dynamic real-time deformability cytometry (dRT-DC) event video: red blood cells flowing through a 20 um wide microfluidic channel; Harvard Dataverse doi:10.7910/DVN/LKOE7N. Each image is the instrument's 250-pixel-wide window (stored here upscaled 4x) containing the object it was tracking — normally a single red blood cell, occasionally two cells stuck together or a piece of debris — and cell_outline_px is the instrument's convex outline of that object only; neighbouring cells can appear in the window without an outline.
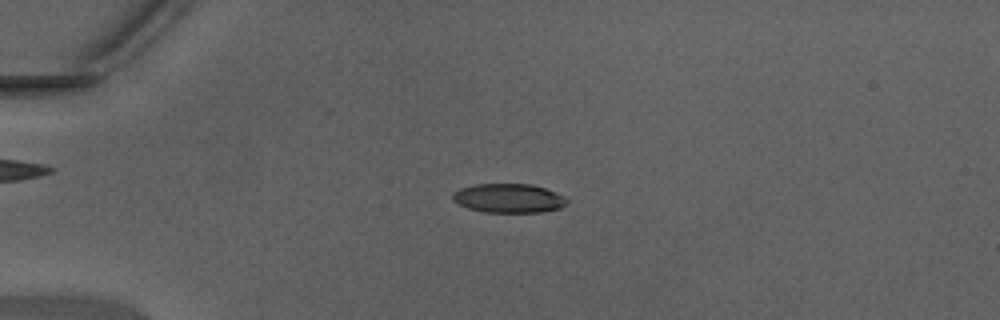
{"species": "Egyptian fruit bat (a non-hibernating species)", "species_latin": "Rousettus aegyptiacus", "temperature_condition": "warm", "stored_images_in_passage": 47, "camera_frame_rate_fps": 3000, "um_per_image_px": 0.085, "animal": {"sex": "male"}, "frame": {"image": 1, "passage_image": 12, "time_ms": 3.667, "image_size_px": [1000, 320], "cell_outline_px": [[568, 200], [560, 208], [540, 212], [484, 212], [468, 208], [452, 200], [452, 192], [460, 188], [476, 184], [532, 184], [544, 188], [564, 196]], "centroid_in_image_um": [43.2, 16.84], "position_along_channel_um": 41.8, "area_um2": 19.25}}
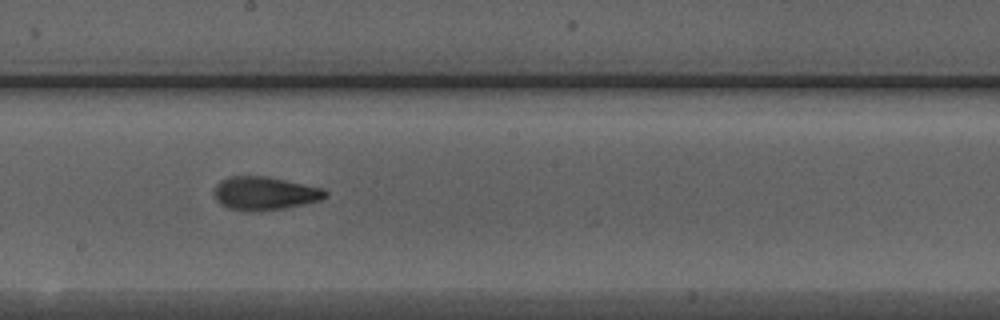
{"frame": {"image": 2, "passage_image": 27, "time_ms": 8.667, "image_size_px": [1000, 320], "cell_outline_px": [[328, 196], [320, 200], [304, 204], [284, 208], [248, 212], [228, 208], [220, 204], [216, 200], [216, 184], [220, 180], [228, 176], [268, 176], [324, 188], [328, 192]], "centroid_in_image_um": [22.52, 16.43], "position_along_channel_um": 225.7, "area_um2": 21.73}}
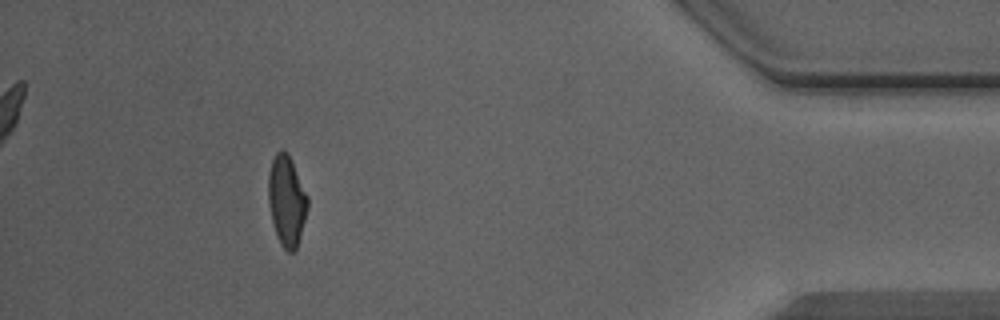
{"frame": {"image": 3, "passage_image": 43, "time_ms": 14.0, "image_size_px": [1000, 320], "cell_outline_px": [[308, 208], [300, 236], [296, 248], [292, 252], [288, 252], [280, 244], [276, 236], [272, 220], [268, 200], [268, 176], [272, 160], [276, 152], [280, 148], [288, 152], [292, 160], [308, 196]], "centroid_in_image_um": [24.36, 17.03], "position_along_channel_um": 410.8, "area_um2": 20.81}, "authors_computed_cell_mechanics": {"area_um2": 20.6924, "velocity_mm_per_s": 4.4271, "shape_relaxation_time_tau1_ms": 3.6452, "shape_relaxation_time_tau2_ms": 1.8975, "deformation_change_tau1": 0.1997, "deformation_change_tau2": 0.0997}}